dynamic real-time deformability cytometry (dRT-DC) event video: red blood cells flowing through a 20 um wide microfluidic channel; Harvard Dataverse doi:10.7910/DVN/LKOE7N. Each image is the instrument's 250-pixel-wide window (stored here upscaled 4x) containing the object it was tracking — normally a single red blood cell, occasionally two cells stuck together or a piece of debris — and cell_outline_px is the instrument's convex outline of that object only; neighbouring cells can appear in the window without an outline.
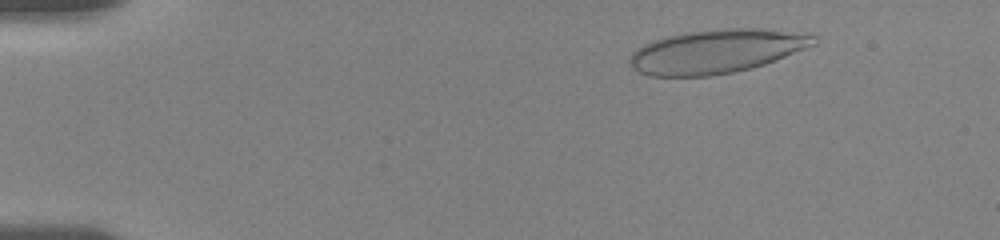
{"species": "human", "species_latin": "Homo sapiens", "temperature_condition": "room temperature", "stored_images_in_passage": 55, "camera_frame_rate_fps": 3000, "um_per_image_px": 0.085, "donor": {"sex": "female"}, "frame": {"image": 1, "passage_image": 7, "time_ms": 2.0, "image_size_px": [1000, 240], "cell_outline_px": [[816, 44], [776, 60], [752, 68], [712, 76], [648, 76], [632, 68], [628, 64], [628, 60], [632, 52], [636, 48], [644, 44], [664, 36], [684, 32], [724, 28], [764, 28], [816, 36]], "centroid_in_image_um": [60.84, 4.36], "position_along_channel_um": 24.2, "area_um2": 47.11}}
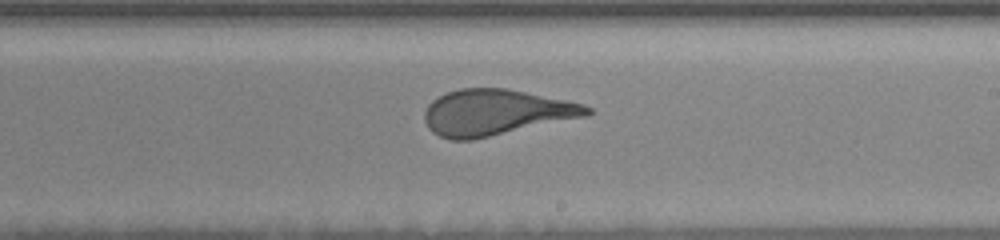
{"frame": {"image": 2, "passage_image": 33, "time_ms": 10.667, "image_size_px": [1000, 240], "cell_outline_px": [[592, 112], [588, 116], [472, 140], [452, 140], [440, 136], [432, 132], [428, 128], [424, 120], [424, 112], [428, 104], [432, 100], [448, 92], [460, 88], [504, 88], [584, 104], [592, 108]], "centroid_in_image_um": [42.12, 9.57], "position_along_channel_um": 246.9, "area_um2": 43.29}}
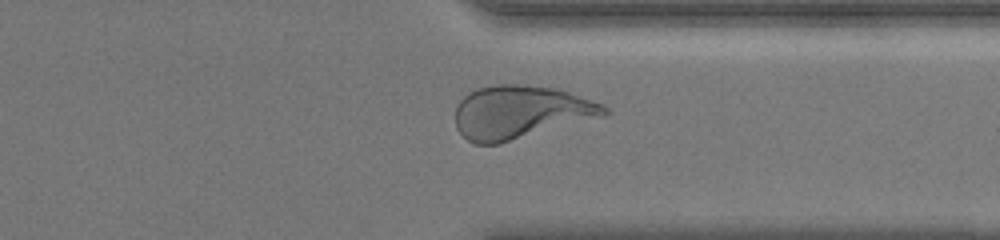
{"frame": {"image": 3, "passage_image": 43, "time_ms": 14.0, "image_size_px": [1000, 240], "cell_outline_px": [[608, 112], [604, 116], [500, 144], [476, 144], [468, 140], [456, 128], [456, 104], [468, 92], [476, 88], [496, 84], [516, 84], [556, 88], [604, 104], [608, 108]], "centroid_in_image_um": [44.22, 9.53], "position_along_channel_um": 367.2, "area_um2": 46.3}, "authors_computed_cell_mechanics": {"area_um2": 47.2226, "velocity_mm_per_s": 3.6173, "shape_relaxation_time_tau1_ms": 8.6789, "shape_relaxation_time_tau2_ms": null, "deformation_change_tau1": 0.259, "deformation_change_tau2": null}}